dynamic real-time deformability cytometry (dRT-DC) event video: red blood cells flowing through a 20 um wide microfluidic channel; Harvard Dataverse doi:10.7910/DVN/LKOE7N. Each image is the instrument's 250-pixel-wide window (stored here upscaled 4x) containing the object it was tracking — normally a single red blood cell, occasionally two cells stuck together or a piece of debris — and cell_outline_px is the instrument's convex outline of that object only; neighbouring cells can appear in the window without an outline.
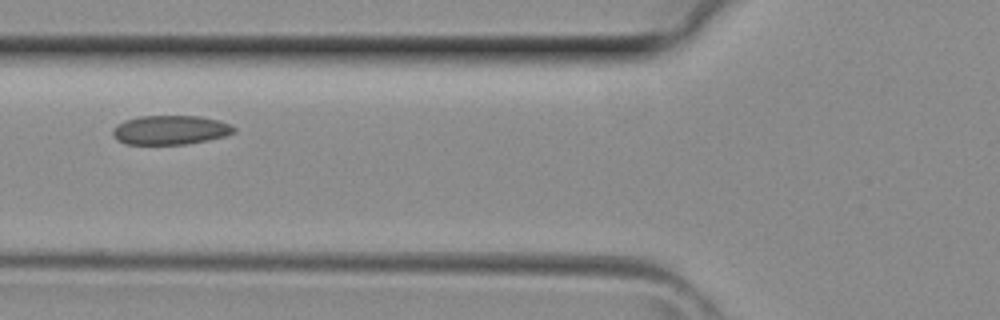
{"species": "common noctule bat (a hibernating species)", "species_latin": "Nyctalus noctula", "temperature_condition": "room temperature", "stored_images_in_passage": 3, "camera_frame_rate_fps": 3000, "um_per_image_px": 0.085, "animal": {"sex": "female", "body_mass_g": 29.2, "forearm_length_mm": 56.3}, "frame": {"image": 1, "passage_image": 3, "time_ms": 0.667, "image_size_px": [1000, 320], "cell_outline_px": [[236, 132], [224, 136], [208, 140], [184, 144], [128, 144], [116, 140], [112, 136], [112, 128], [116, 124], [124, 120], [140, 116], [200, 116], [220, 120], [232, 124], [236, 128]], "centroid_in_image_um": [14.47, 11.04], "position_along_channel_um": 111.3, "area_um2": 20.87}}